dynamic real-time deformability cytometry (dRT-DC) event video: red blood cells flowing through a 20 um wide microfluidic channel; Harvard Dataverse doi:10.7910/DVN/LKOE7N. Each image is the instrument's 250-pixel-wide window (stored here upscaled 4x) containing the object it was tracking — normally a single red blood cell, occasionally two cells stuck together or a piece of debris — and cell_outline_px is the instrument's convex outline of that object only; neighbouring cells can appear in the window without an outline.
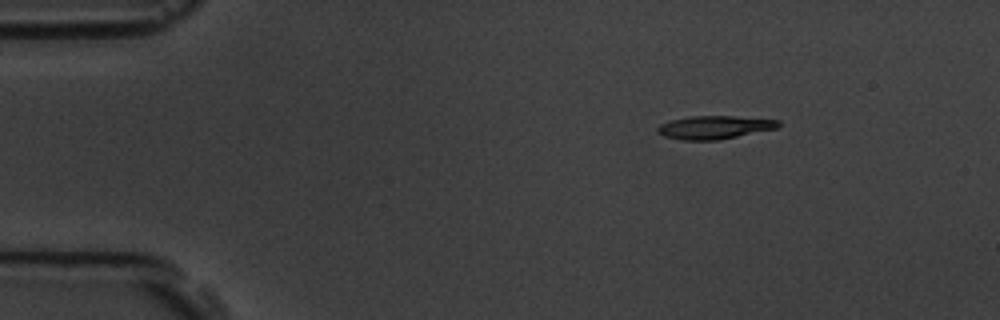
{"species": "common noctule bat (a hibernating species)", "species_latin": "Nyctalus noctula", "temperature_condition": "room temperature", "stored_images_in_passage": 8, "camera_frame_rate_fps": 3000, "um_per_image_px": 0.085, "animal": {"sex": "male", "body_mass_g": 19.5, "forearm_length_mm": 54.6}, "frame": {"image": 1, "passage_image": 1, "time_ms": 0.0, "image_size_px": [1000, 320], "cell_outline_px": [[780, 128], [720, 140], [680, 140], [664, 136], [656, 132], [656, 128], [660, 124], [672, 120], [688, 116], [732, 116], [780, 120]], "centroid_in_image_um": [60.75, 10.83], "position_along_channel_um": 24.3, "area_um2": 16.59}}
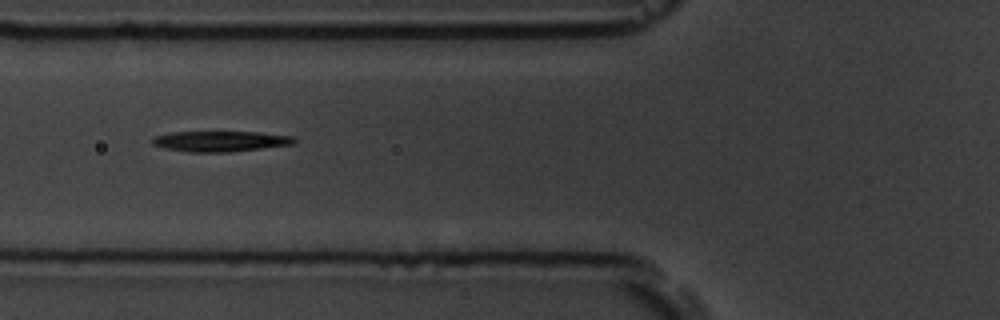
{"frame": {"image": 2, "passage_image": 4, "time_ms": 4.333, "image_size_px": [1000, 320], "cell_outline_px": [[296, 140], [292, 144], [228, 152], [188, 152], [164, 148], [152, 144], [152, 136], [172, 132], [260, 132], [292, 136]], "centroid_in_image_um": [18.67, 12.0], "position_along_channel_um": 107.1, "area_um2": 16.88}}
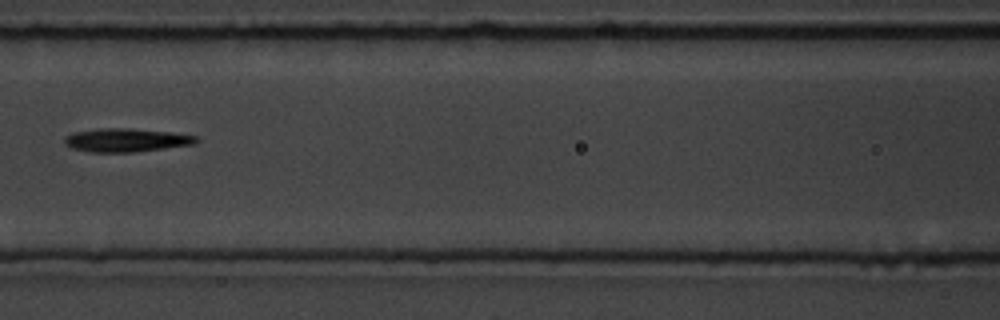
{"frame": {"image": 3, "passage_image": 5, "time_ms": 5.667, "image_size_px": [1000, 320], "cell_outline_px": [[200, 140], [196, 144], [136, 152], [92, 152], [72, 148], [64, 144], [64, 136], [76, 132], [100, 128], [128, 128], [172, 132], [196, 136]], "centroid_in_image_um": [10.75, 11.91], "position_along_channel_um": 155.8, "area_um2": 18.09}}